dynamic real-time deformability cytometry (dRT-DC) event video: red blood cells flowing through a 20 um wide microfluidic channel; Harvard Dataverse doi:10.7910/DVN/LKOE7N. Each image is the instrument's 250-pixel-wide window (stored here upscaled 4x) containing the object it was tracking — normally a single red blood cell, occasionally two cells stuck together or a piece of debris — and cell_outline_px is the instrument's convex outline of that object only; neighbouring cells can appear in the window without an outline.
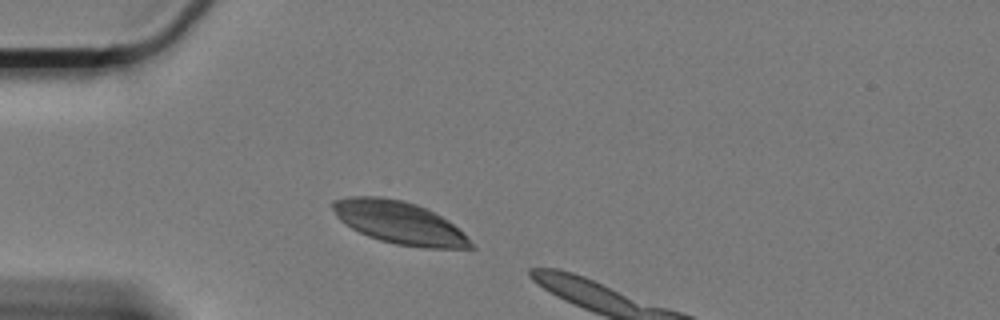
{"species": "Egyptian fruit bat (a non-hibernating species)", "species_latin": "Rousettus aegyptiacus", "temperature_condition": "cold", "stored_images_in_passage": 7, "camera_frame_rate_fps": 3000, "um_per_image_px": 0.085, "animal": {"sex": "female"}, "frame": {"image": 1, "passage_image": 1, "time_ms": 0.0, "image_size_px": [1000, 320], "cell_outline_px": [[476, 248], [424, 248], [396, 244], [380, 240], [368, 236], [344, 224], [336, 216], [332, 208], [332, 200], [352, 196], [380, 196], [400, 200], [416, 204], [448, 220]], "centroid_in_image_um": [33.87, 18.92], "position_along_channel_um": 51.1, "area_um2": 33.7}}